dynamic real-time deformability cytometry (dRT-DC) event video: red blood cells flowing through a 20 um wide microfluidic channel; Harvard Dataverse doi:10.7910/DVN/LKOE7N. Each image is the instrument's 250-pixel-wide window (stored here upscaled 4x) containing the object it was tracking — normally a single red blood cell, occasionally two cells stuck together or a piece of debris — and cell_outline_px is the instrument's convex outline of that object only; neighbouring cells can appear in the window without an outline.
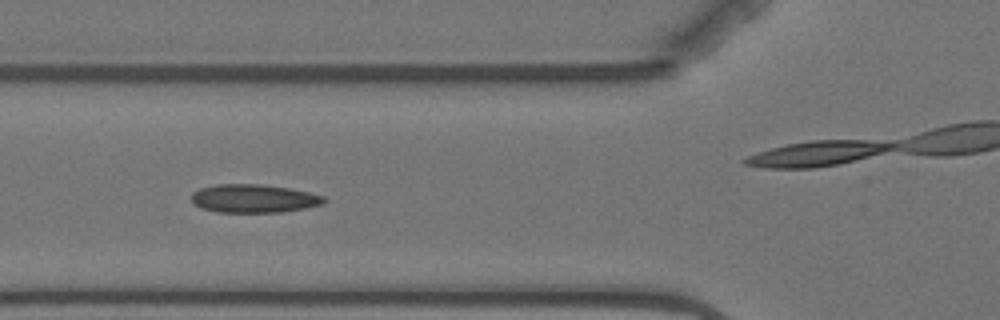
{"species": "Egyptian fruit bat (a non-hibernating species)", "species_latin": "Rousettus aegyptiacus", "temperature_condition": "warm", "stored_images_in_passage": 7, "camera_frame_rate_fps": 3000, "um_per_image_px": 0.085, "animal": {"sex": "female"}, "frame": {"image": 1, "passage_image": 5, "time_ms": 4.667, "image_size_px": [1000, 320], "cell_outline_px": [[328, 200], [324, 204], [304, 208], [280, 212], [216, 212], [200, 208], [192, 200], [192, 192], [200, 188], [216, 184], [260, 184], [288, 188], [308, 192], [324, 196]], "centroid_in_image_um": [21.57, 16.87], "position_along_channel_um": 104.2, "area_um2": 21.91}}